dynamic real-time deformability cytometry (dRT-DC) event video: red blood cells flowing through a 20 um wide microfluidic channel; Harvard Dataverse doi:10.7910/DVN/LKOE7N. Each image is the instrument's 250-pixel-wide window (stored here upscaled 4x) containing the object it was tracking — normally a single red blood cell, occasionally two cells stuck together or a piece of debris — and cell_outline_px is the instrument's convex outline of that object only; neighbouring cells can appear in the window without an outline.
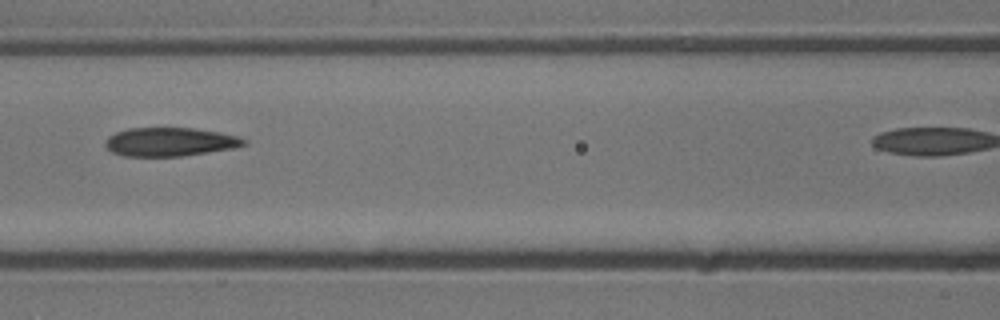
{"species": "common noctule bat (a hibernating species)", "species_latin": "Nyctalus noctula", "temperature_condition": "cold", "stored_images_in_passage": 6, "camera_frame_rate_fps": 3000, "um_per_image_px": 0.085, "animal": {"sex": "male", "body_mass_g": 13.3}, "frame": {"image": 1, "passage_image": 4, "time_ms": 1.0, "image_size_px": [1000, 320], "cell_outline_px": [[248, 144], [236, 148], [180, 156], [124, 156], [112, 152], [104, 144], [108, 136], [116, 132], [128, 128], [192, 128], [220, 132], [240, 136], [248, 140]], "centroid_in_image_um": [14.5, 12.05], "position_along_channel_um": 152.1, "area_um2": 23.29}}
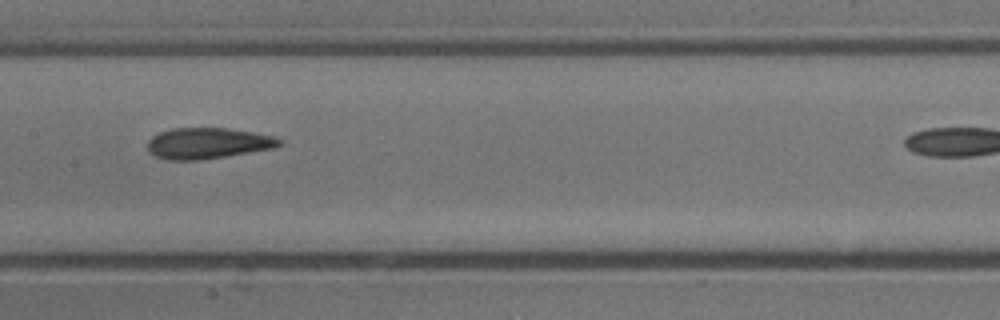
{"frame": {"image": 2, "passage_image": 5, "time_ms": 1.333, "image_size_px": [1000, 320], "cell_outline_px": [[284, 140], [276, 148], [200, 160], [168, 160], [156, 156], [148, 152], [148, 140], [152, 136], [160, 132], [172, 128], [228, 128], [276, 136]], "centroid_in_image_um": [17.68, 12.17], "position_along_channel_um": 189.7, "area_um2": 23.93}}